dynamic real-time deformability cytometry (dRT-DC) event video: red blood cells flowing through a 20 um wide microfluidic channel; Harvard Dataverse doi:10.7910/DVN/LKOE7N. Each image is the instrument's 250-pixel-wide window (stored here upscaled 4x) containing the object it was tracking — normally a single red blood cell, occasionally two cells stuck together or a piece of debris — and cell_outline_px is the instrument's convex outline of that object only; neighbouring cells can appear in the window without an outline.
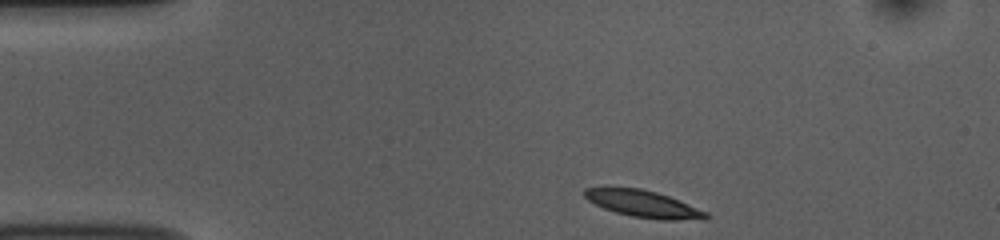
{"species": "common noctule bat (a hibernating species)", "species_latin": "Nyctalus noctula", "temperature_condition": "room temperature", "stored_images_in_passage": 45, "camera_frame_rate_fps": 3000, "um_per_image_px": 0.085, "animal": {"sex": "female", "body_mass_g": 10.0, "forearm_length_mm": 53.1}, "frame": {"image": 1, "passage_image": 1, "time_ms": 0.0, "image_size_px": [1000, 240], "cell_outline_px": [[712, 216], [708, 220], [660, 220], [632, 216], [616, 212], [604, 208], [588, 200], [584, 196], [584, 188], [608, 184], [640, 188], [656, 192], [680, 200], [708, 212]], "centroid_in_image_um": [54.68, 17.29], "position_along_channel_um": 30.3, "area_um2": 19.88}}
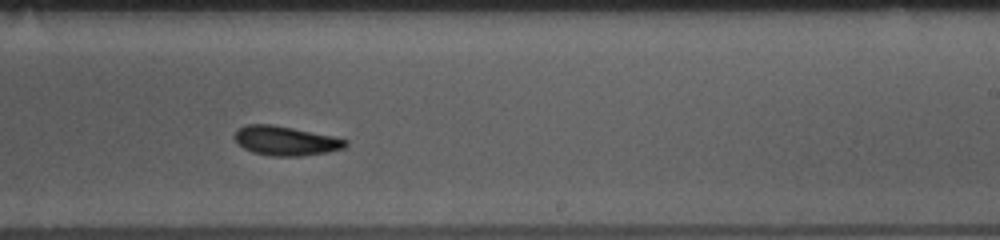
{"frame": {"image": 2, "passage_image": 24, "time_ms": 7.667, "image_size_px": [1000, 240], "cell_outline_px": [[348, 144], [344, 148], [328, 152], [304, 156], [268, 156], [252, 152], [244, 148], [232, 136], [236, 128], [248, 124], [272, 124], [332, 136], [348, 140]], "centroid_in_image_um": [24.25, 11.97], "position_along_channel_um": 264.8, "area_um2": 19.07}}
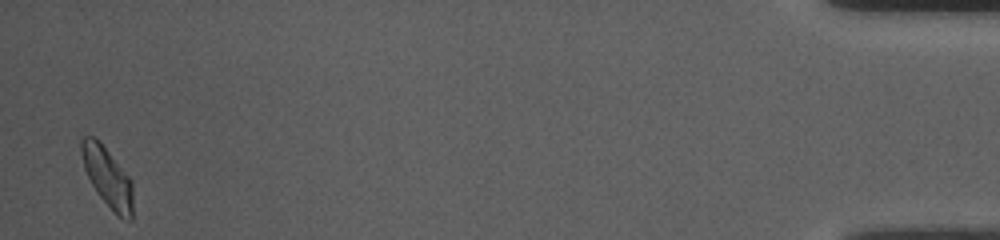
{"frame": {"image": 3, "passage_image": 44, "time_ms": 14.333, "image_size_px": [1000, 240], "cell_outline_px": [[132, 220], [128, 220], [120, 216], [96, 192], [84, 168], [80, 152], [80, 140], [84, 136], [92, 136], [108, 152], [132, 180]], "centroid_in_image_um": [9.12, 15.04], "position_along_channel_um": 426.1, "area_um2": 17.28}, "authors_computed_cell_mechanics": {"area_um2": 18.6116, "velocity_mm_per_s": 3.7193, "shape_relaxation_time_tau1_ms": 3.0051, "shape_relaxation_time_tau2_ms": 1.3645, "deformation_change_tau1": 0.1291, "deformation_change_tau2": 0.0623}}